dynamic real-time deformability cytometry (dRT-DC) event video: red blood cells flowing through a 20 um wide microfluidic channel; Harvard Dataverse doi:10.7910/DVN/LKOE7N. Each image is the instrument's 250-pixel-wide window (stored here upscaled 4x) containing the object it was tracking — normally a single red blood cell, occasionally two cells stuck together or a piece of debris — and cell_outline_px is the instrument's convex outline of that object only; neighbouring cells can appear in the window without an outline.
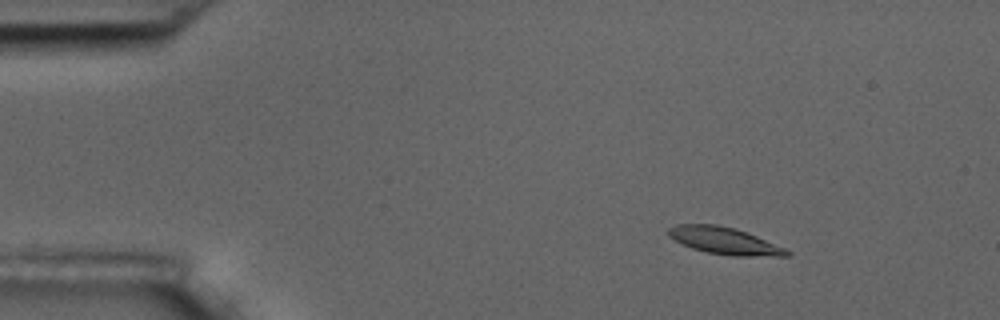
{"species": "common noctule bat (a hibernating species)", "species_latin": "Nyctalus noctula", "temperature_condition": "room temperature", "stored_images_in_passage": 8, "camera_frame_rate_fps": 3000, "um_per_image_px": 0.085, "animal": {"sex": "male", "body_mass_g": 17.5, "forearm_length_mm": 52.3}, "frame": {"image": 1, "passage_image": 3, "time_ms": 2.333, "image_size_px": [1000, 320], "cell_outline_px": [[792, 252], [788, 256], [732, 256], [708, 252], [692, 248], [668, 236], [668, 228], [676, 224], [716, 224], [736, 228], [756, 236], [784, 248]], "centroid_in_image_um": [61.57, 20.46], "position_along_channel_um": 23.4, "area_um2": 18.44}}
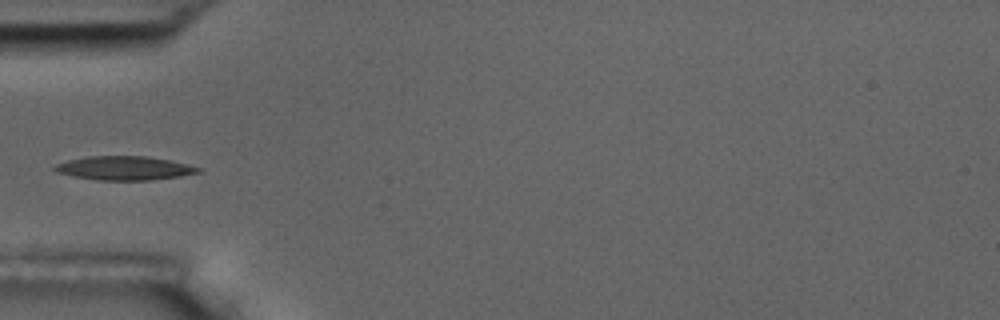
{"frame": {"image": 2, "passage_image": 6, "time_ms": 6.0, "image_size_px": [1000, 320], "cell_outline_px": [[200, 172], [180, 176], [152, 180], [96, 180], [72, 176], [56, 172], [52, 168], [56, 164], [68, 160], [88, 156], [148, 156], [172, 160], [200, 168]], "centroid_in_image_um": [10.54, 14.29], "position_along_channel_um": 74.5, "area_um2": 20.0}}